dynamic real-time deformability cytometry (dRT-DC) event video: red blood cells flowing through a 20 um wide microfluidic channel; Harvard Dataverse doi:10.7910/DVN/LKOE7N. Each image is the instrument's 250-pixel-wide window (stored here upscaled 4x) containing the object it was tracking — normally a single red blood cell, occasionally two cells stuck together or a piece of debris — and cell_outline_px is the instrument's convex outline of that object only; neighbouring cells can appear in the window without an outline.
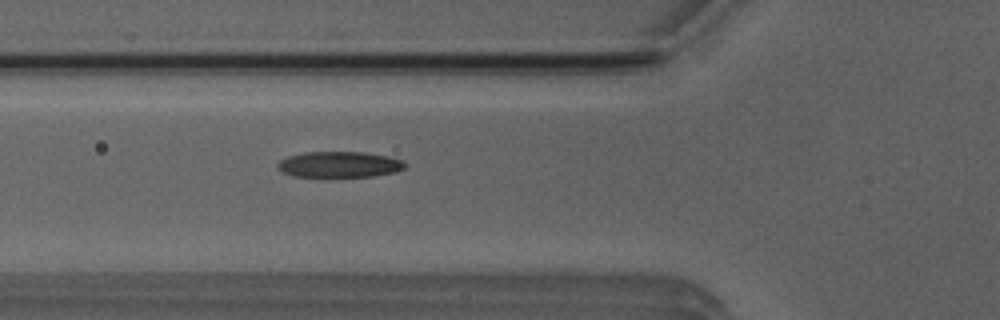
{"species": "Egyptian fruit bat (a non-hibernating species)", "species_latin": "Rousettus aegyptiacus", "temperature_condition": "room temperature", "stored_images_in_passage": 22, "camera_frame_rate_fps": 3000, "um_per_image_px": 0.085, "animal": {"sex": "male"}, "frame": {"image": 1, "passage_image": 4, "time_ms": 1.0, "image_size_px": [1000, 320], "cell_outline_px": [[408, 164], [404, 168], [396, 172], [372, 176], [292, 176], [276, 168], [276, 164], [280, 160], [288, 156], [304, 152], [364, 152], [388, 156], [404, 160]], "centroid_in_image_um": [28.86, 13.97], "position_along_channel_um": 96.9, "area_um2": 19.25}}
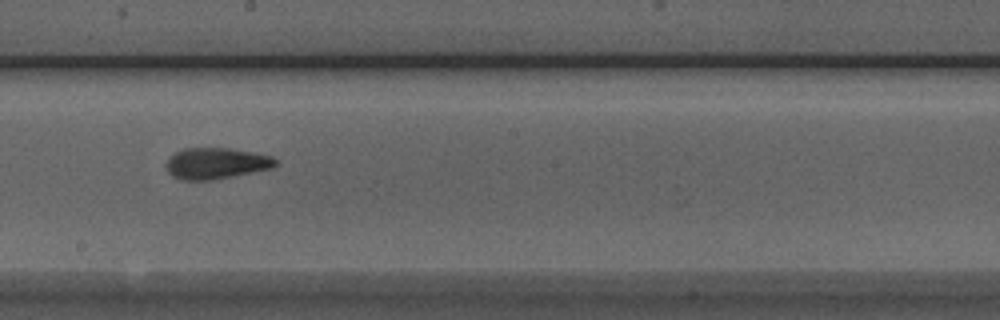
{"frame": {"image": 2, "passage_image": 14, "time_ms": 4.333, "image_size_px": [1000, 320], "cell_outline_px": [[276, 164], [272, 168], [212, 180], [180, 180], [172, 176], [168, 172], [164, 164], [168, 156], [184, 148], [228, 148], [252, 152], [272, 156], [276, 160]], "centroid_in_image_um": [18.3, 13.88], "position_along_channel_um": 229.9, "area_um2": 19.94}}
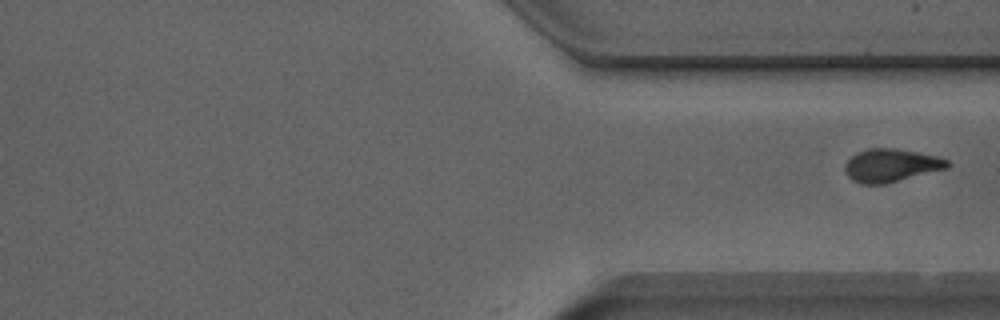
{"frame": {"image": 3, "passage_image": 22, "time_ms": 7.0, "image_size_px": [1000, 320], "cell_outline_px": [[952, 164], [948, 168], [884, 184], [860, 184], [852, 180], [844, 172], [844, 164], [856, 152], [868, 148], [896, 148], [940, 156], [948, 160]], "centroid_in_image_um": [75.74, 14.05], "position_along_channel_um": 335.7, "area_um2": 20.0}}